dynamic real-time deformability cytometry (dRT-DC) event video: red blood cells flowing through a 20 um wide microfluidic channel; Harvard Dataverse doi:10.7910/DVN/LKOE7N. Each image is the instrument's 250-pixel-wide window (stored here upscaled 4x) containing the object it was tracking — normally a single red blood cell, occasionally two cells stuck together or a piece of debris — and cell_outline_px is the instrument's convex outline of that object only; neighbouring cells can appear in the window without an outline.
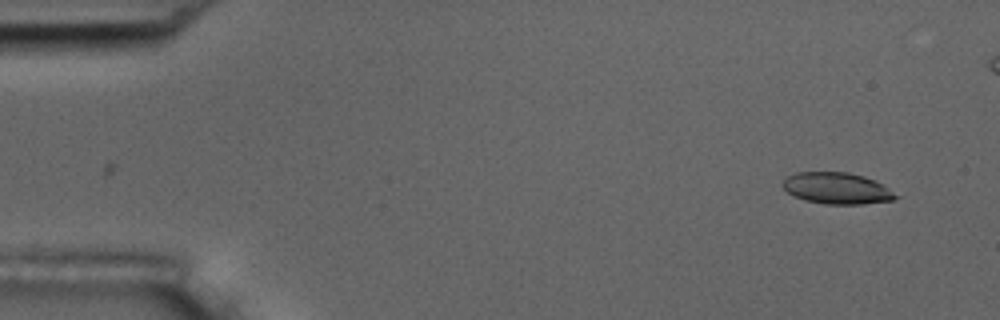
{"species": "common noctule bat (a hibernating species)", "species_latin": "Nyctalus noctula", "temperature_condition": "room temperature", "stored_images_in_passage": 3, "camera_frame_rate_fps": 3000, "um_per_image_px": 0.085, "animal": {"sex": "male", "body_mass_g": 17.5, "forearm_length_mm": 52.3}, "frame": {"image": 1, "passage_image": 3, "time_ms": 2.333, "image_size_px": [1000, 320], "cell_outline_px": [[900, 196], [892, 200], [864, 204], [824, 204], [804, 200], [792, 196], [780, 184], [788, 176], [796, 172], [848, 172], [864, 176], [880, 184]], "centroid_in_image_um": [71.09, 16.01], "position_along_channel_um": 13.9, "area_um2": 20.63}}